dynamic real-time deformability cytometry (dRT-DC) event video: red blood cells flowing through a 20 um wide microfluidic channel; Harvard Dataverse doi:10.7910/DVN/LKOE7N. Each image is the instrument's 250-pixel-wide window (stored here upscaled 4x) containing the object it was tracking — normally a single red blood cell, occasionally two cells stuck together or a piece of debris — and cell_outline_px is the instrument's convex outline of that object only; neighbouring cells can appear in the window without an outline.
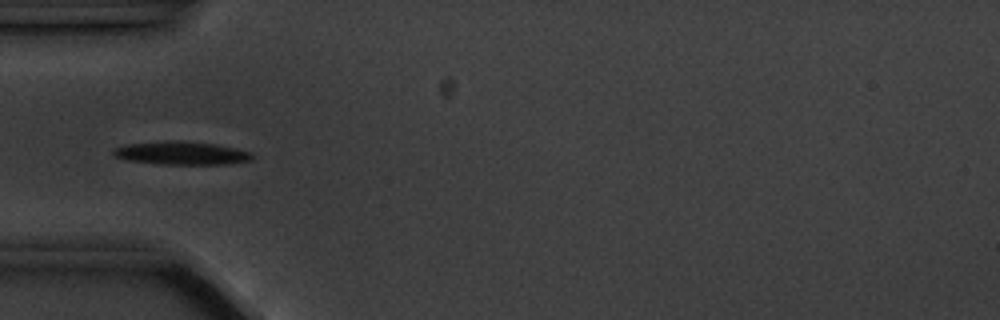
{"species": "common noctule bat (a hibernating species)", "species_latin": "Nyctalus noctula", "temperature_condition": "cold", "stored_images_in_passage": 9, "camera_frame_rate_fps": 3000, "um_per_image_px": 0.085, "animal": {"sex": "male", "body_mass_g": 20.1, "forearm_length_mm": 53.5}, "frame": {"image": 1, "passage_image": 3, "time_ms": 2.333, "image_size_px": [1000, 320], "cell_outline_px": [[252, 160], [228, 164], [156, 164], [128, 160], [112, 156], [112, 148], [128, 144], [176, 140], [216, 144], [236, 148], [252, 152]], "centroid_in_image_um": [15.41, 13.02], "position_along_channel_um": 69.6, "area_um2": 18.84}}